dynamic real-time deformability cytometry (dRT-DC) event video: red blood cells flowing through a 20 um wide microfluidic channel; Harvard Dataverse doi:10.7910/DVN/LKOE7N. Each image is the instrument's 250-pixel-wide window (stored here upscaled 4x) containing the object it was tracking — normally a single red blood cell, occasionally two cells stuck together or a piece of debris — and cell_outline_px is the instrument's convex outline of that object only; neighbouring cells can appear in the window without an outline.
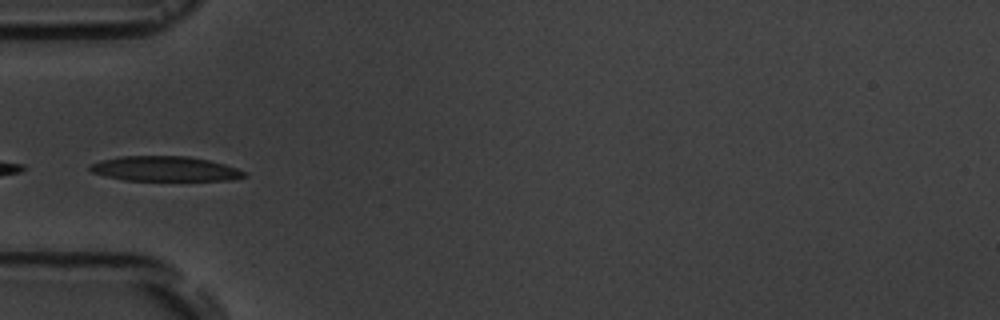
{"species": "common noctule bat (a hibernating species)", "species_latin": "Nyctalus noctula", "temperature_condition": "room temperature", "stored_images_in_passage": 7, "camera_frame_rate_fps": 3000, "um_per_image_px": 0.085, "animal": {"sex": "male", "body_mass_g": 19.5, "forearm_length_mm": 54.6}, "frame": {"image": 1, "passage_image": 6, "time_ms": 5.667, "image_size_px": [1000, 320], "cell_outline_px": [[248, 176], [232, 180], [124, 180], [104, 176], [92, 172], [88, 168], [92, 164], [100, 160], [120, 156], [188, 156], [208, 160], [224, 164], [248, 172]], "centroid_in_image_um": [14.04, 14.35], "position_along_channel_um": 71.0, "area_um2": 22.43}}
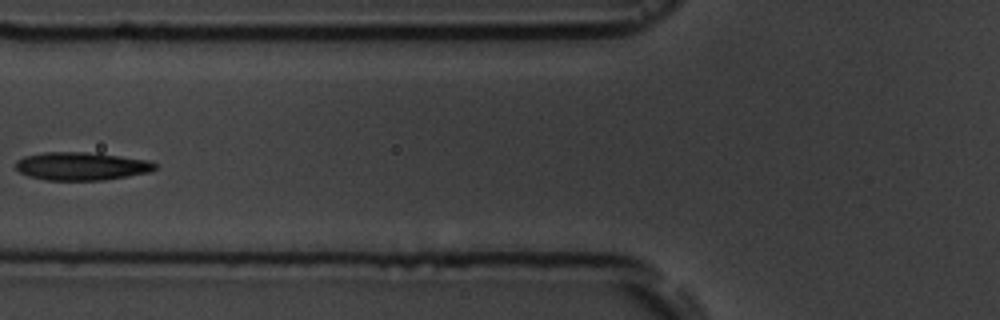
{"frame": {"image": 2, "passage_image": 7, "time_ms": 7.0, "image_size_px": [1000, 320], "cell_outline_px": [[156, 168], [152, 172], [104, 180], [44, 180], [28, 176], [20, 172], [16, 168], [16, 160], [24, 156], [44, 152], [88, 152], [120, 156], [148, 160], [156, 164]], "centroid_in_image_um": [6.92, 14.13], "position_along_channel_um": 118.9, "area_um2": 22.89}}